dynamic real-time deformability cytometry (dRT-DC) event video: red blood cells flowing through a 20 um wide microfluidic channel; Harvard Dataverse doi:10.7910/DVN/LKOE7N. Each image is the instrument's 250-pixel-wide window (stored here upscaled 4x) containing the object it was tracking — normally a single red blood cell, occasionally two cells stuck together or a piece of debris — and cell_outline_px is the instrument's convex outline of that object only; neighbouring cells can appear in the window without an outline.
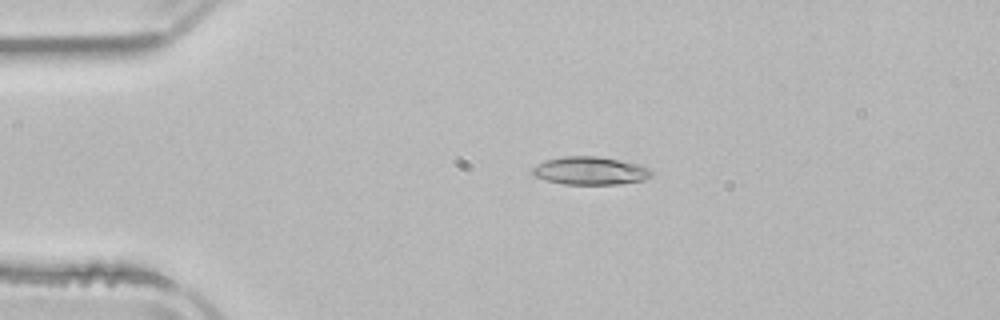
{"species": "common noctule bat (a hibernating species)", "species_latin": "Nyctalus noctula", "temperature_condition": "room temperature", "stored_images_in_passage": 4, "camera_frame_rate_fps": 3000, "um_per_image_px": 0.085, "animal": {"sex": "male", "body_mass_g": 21.5, "forearm_length_mm": 52.0}, "frame": {"image": 1, "passage_image": 2, "time_ms": 2.0, "image_size_px": [1000, 320], "cell_outline_px": [[656, 172], [652, 176], [644, 180], [616, 184], [564, 184], [548, 180], [536, 176], [532, 172], [532, 168], [536, 164], [548, 160], [564, 156], [596, 156], [640, 164]], "centroid_in_image_um": [50.22, 14.51], "position_along_channel_um": 34.8, "area_um2": 19.31}}